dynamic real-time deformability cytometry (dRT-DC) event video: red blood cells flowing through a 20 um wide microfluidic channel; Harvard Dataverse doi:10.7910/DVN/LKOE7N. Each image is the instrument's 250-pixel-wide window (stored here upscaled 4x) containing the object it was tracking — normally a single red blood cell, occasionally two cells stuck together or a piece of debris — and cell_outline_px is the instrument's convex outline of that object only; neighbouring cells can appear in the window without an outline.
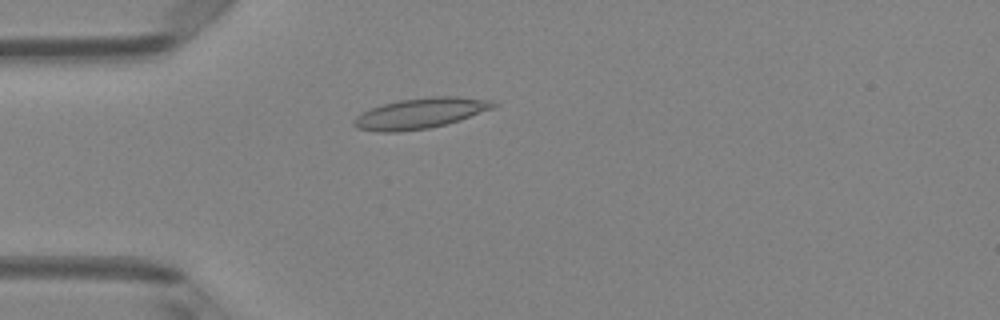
{"species": "Egyptian fruit bat (a non-hibernating species)", "species_latin": "Rousettus aegyptiacus", "temperature_condition": "room temperature", "stored_images_in_passage": 4, "camera_frame_rate_fps": 3000, "um_per_image_px": 0.085, "animal": {"sex": "female"}, "frame": {"image": 1, "passage_image": 4, "time_ms": 1.0, "image_size_px": [1000, 320], "cell_outline_px": [[496, 104], [492, 108], [460, 120], [428, 128], [400, 132], [380, 132], [356, 128], [352, 124], [352, 120], [356, 116], [372, 108], [384, 104], [400, 100], [428, 96], [456, 96], [492, 100]], "centroid_in_image_um": [35.7, 9.63], "position_along_channel_um": 49.3, "area_um2": 24.62}}